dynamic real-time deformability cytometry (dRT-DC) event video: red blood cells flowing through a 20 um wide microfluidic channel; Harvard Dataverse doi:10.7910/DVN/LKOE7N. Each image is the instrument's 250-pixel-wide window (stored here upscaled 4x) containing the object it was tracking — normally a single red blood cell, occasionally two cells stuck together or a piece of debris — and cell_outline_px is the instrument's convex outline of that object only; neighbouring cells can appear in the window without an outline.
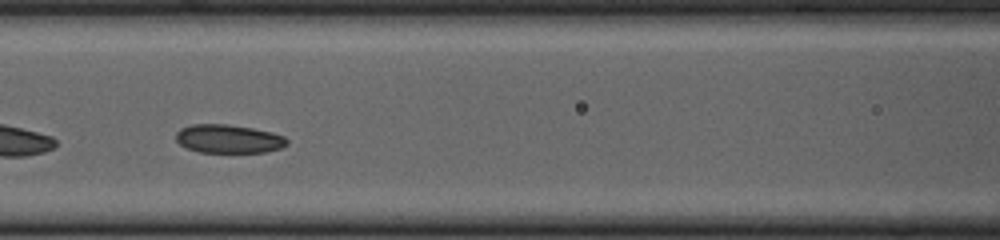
{"species": "common noctule bat (a hibernating species)", "species_latin": "Nyctalus noctula", "temperature_condition": "cold", "stored_images_in_passage": 31, "camera_frame_rate_fps": 3000, "um_per_image_px": 0.085, "animal": {"sex": "female", "body_mass_g": 23.0, "forearm_length_mm": 53.4}, "frame": {"image": 1, "passage_image": 14, "time_ms": 4.333, "image_size_px": [1000, 240], "cell_outline_px": [[288, 144], [280, 148], [264, 152], [200, 152], [188, 148], [180, 144], [176, 140], [176, 132], [180, 128], [192, 124], [228, 124], [252, 128], [272, 132], [284, 136], [288, 140]], "centroid_in_image_um": [19.42, 11.79], "position_along_channel_um": 147.2, "area_um2": 18.44}}
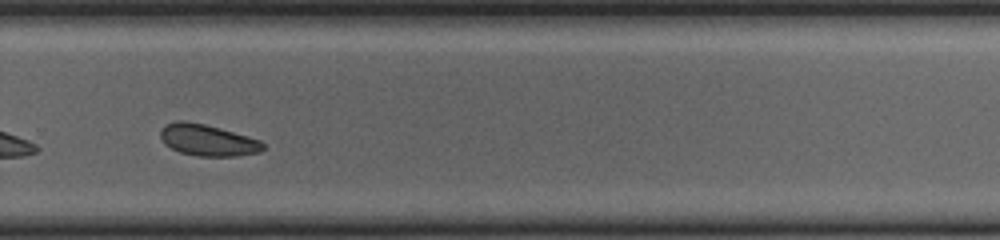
{"frame": {"image": 2, "passage_image": 27, "time_ms": 8.667, "image_size_px": [1000, 240], "cell_outline_px": [[264, 148], [260, 152], [240, 156], [200, 156], [180, 152], [164, 144], [160, 136], [160, 132], [168, 124], [176, 120], [184, 120], [204, 124], [220, 128], [248, 136], [260, 140], [264, 144]], "centroid_in_image_um": [17.68, 11.92], "position_along_channel_um": 312.1, "area_um2": 18.73}, "authors_computed_cell_mechanics": {"area_um2": 18.785, "velocity_mm_per_s": 3.8147, "shape_relaxation_time_tau1_ms": null, "shape_relaxation_time_tau2_ms": 4.1599, "deformation_change_tau1": null, "deformation_change_tau2": 0.0748}}